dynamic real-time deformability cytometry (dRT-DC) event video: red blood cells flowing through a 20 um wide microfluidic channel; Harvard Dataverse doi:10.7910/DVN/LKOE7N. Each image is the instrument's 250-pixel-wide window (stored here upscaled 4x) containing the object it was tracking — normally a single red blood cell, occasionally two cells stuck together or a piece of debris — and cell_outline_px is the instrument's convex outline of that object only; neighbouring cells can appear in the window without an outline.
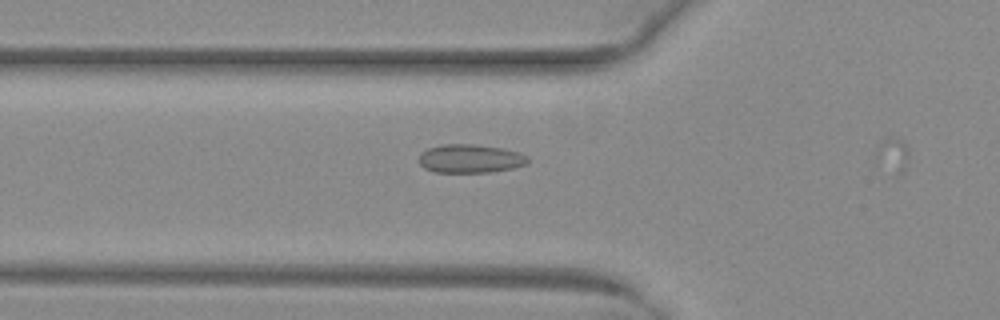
{"species": "common noctule bat (a hibernating species)", "species_latin": "Nyctalus noctula", "temperature_condition": "warm", "stored_images_in_passage": 8, "camera_frame_rate_fps": 3000, "um_per_image_px": 0.085, "animal": {"sex": "female", "body_mass_g": 29.2, "forearm_length_mm": 56.3}, "frame": {"image": 1, "passage_image": 6, "time_ms": 1.667, "image_size_px": [1000, 320], "cell_outline_px": [[528, 164], [512, 168], [488, 172], [432, 172], [424, 168], [420, 164], [420, 152], [428, 148], [440, 144], [476, 144], [500, 148], [520, 152], [528, 156]], "centroid_in_image_um": [39.96, 13.48], "position_along_channel_um": 85.8, "area_um2": 18.21}}